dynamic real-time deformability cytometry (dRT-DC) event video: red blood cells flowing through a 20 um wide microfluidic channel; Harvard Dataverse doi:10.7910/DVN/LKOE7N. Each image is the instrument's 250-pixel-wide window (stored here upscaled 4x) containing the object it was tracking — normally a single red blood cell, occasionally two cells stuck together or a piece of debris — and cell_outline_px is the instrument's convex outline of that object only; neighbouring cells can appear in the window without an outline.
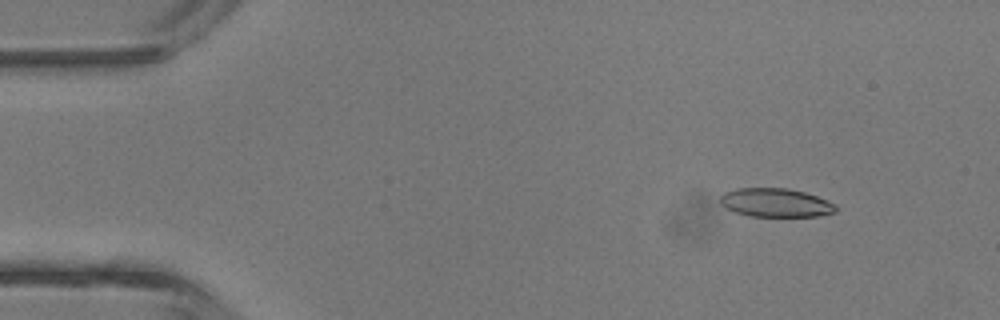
{"species": "common noctule bat (a hibernating species)", "species_latin": "Nyctalus noctula", "temperature_condition": "room temperature", "stored_images_in_passage": 4, "camera_frame_rate_fps": 3000, "um_per_image_px": 0.085, "animal": {"sex": "male", "body_mass_g": 13.3}, "frame": {"image": 1, "passage_image": 2, "time_ms": 1.0, "image_size_px": [1000, 320], "cell_outline_px": [[836, 212], [820, 216], [748, 216], [736, 212], [720, 204], [720, 196], [724, 192], [736, 188], [788, 188], [804, 192], [828, 200], [836, 204]], "centroid_in_image_um": [65.94, 17.22], "position_along_channel_um": 19.1, "area_um2": 19.36}}